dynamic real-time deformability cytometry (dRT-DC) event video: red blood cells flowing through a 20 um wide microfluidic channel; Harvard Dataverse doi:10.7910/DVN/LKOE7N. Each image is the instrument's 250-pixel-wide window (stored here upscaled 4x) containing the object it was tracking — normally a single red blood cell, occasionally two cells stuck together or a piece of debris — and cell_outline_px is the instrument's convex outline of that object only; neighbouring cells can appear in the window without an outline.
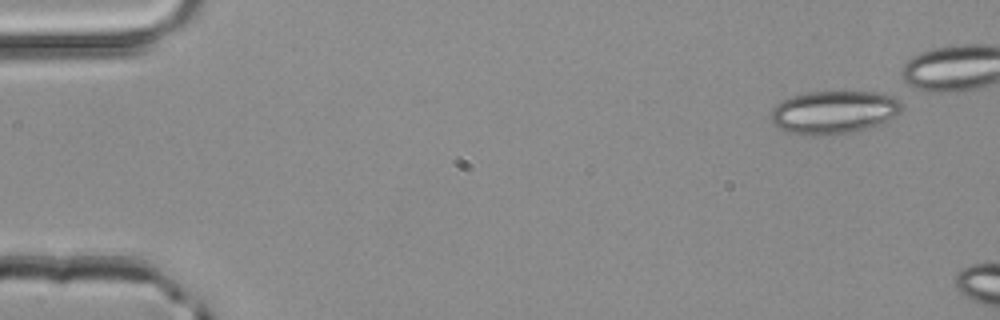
{"species": "common noctule bat (a hibernating species)", "species_latin": "Nyctalus noctula", "temperature_condition": "room temperature", "stored_images_in_passage": 3, "camera_frame_rate_fps": 3000, "um_per_image_px": 0.085, "animal": {"sex": "male", "body_mass_g": 20.4}, "frame": {"image": 1, "passage_image": 1, "time_ms": 0.0, "image_size_px": [1000, 320], "cell_outline_px": [[904, 104], [900, 112], [888, 124], [860, 132], [820, 136], [788, 132], [772, 124], [772, 108], [780, 100], [792, 96], [808, 92], [876, 92], [892, 96], [900, 100]], "centroid_in_image_um": [70.97, 9.56], "position_along_channel_um": 14.0, "area_um2": 33.7}}